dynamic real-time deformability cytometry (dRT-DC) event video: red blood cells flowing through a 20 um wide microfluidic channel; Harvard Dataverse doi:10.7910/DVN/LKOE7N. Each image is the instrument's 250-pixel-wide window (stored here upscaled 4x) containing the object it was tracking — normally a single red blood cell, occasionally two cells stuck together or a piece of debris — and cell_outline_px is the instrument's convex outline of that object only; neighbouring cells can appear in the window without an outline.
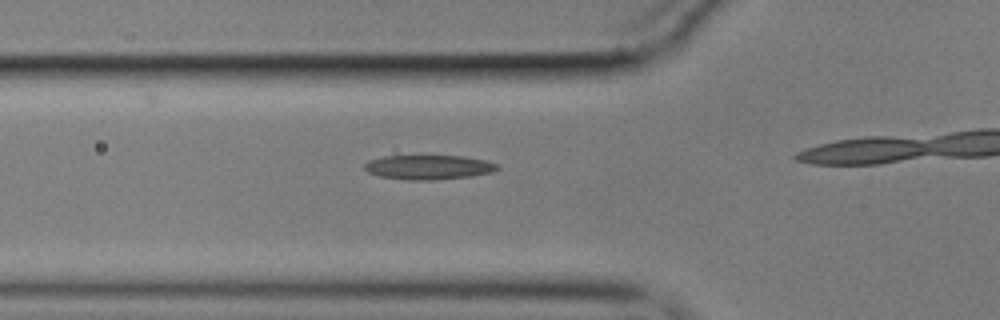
{"species": "common noctule bat (a hibernating species)", "species_latin": "Nyctalus noctula", "temperature_condition": "cold", "stored_images_in_passage": 32, "camera_frame_rate_fps": 3000, "um_per_image_px": 0.085, "animal": {"sex": "male", "body_mass_g": 17.9}, "frame": {"image": 1, "passage_image": 14, "time_ms": 4.333, "image_size_px": [1000, 320], "cell_outline_px": [[500, 168], [492, 172], [472, 176], [436, 180], [408, 180], [380, 176], [368, 172], [364, 168], [364, 164], [368, 160], [384, 156], [464, 156], [488, 160], [496, 164]], "centroid_in_image_um": [36.45, 14.21], "position_along_channel_um": 89.4, "area_um2": 19.02}}
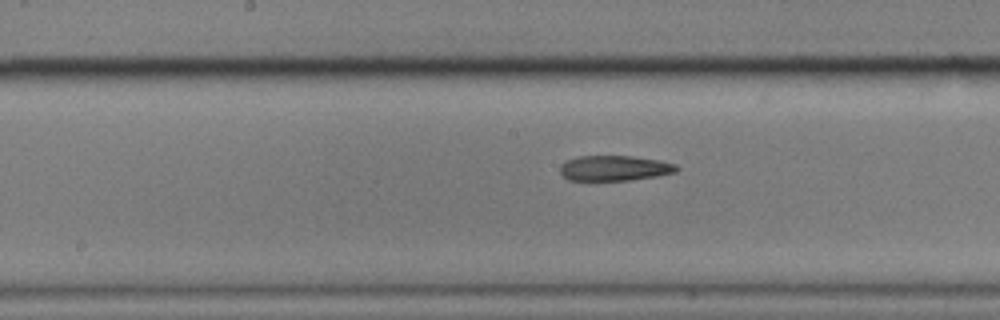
{"frame": {"image": 2, "passage_image": 23, "time_ms": 7.333, "image_size_px": [1000, 320], "cell_outline_px": [[680, 168], [676, 172], [656, 176], [632, 180], [568, 180], [560, 172], [560, 164], [576, 156], [632, 156], [660, 160], [676, 164]], "centroid_in_image_um": [52.25, 14.29], "position_along_channel_um": 196.0, "area_um2": 17.22}}
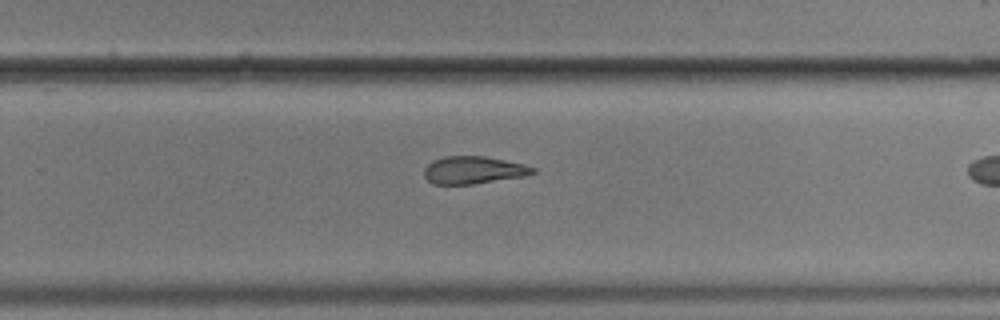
{"frame": {"image": 3, "passage_image": 31, "time_ms": 10.0, "image_size_px": [1000, 320], "cell_outline_px": [[536, 172], [524, 176], [472, 184], [432, 184], [424, 176], [424, 168], [432, 160], [444, 156], [484, 156], [524, 164], [536, 168]], "centroid_in_image_um": [40.22, 14.45], "position_along_channel_um": 289.6, "area_um2": 17.4}}